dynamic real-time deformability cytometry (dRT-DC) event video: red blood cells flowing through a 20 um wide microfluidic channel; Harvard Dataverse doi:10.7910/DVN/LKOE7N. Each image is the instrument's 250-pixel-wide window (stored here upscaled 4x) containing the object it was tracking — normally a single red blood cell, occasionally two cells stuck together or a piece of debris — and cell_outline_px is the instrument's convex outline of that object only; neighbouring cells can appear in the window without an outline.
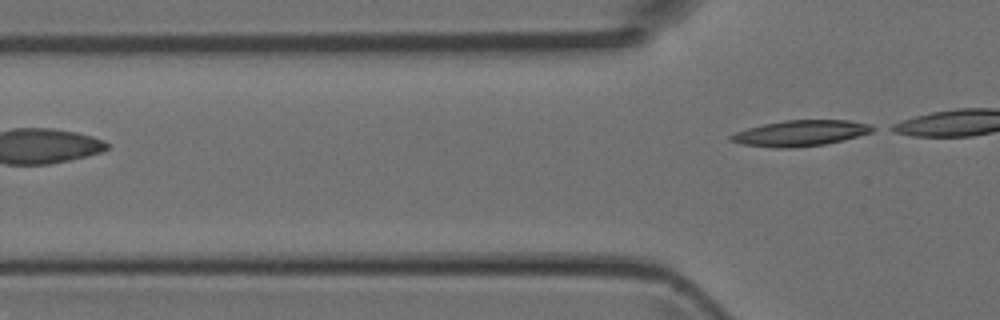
{"species": "Egyptian fruit bat (a non-hibernating species)", "species_latin": "Rousettus aegyptiacus", "temperature_condition": "room temperature", "stored_images_in_passage": 4, "camera_frame_rate_fps": 3000, "um_per_image_px": 0.085, "animal": {"sex": "female"}, "frame": {"image": 1, "passage_image": 4, "time_ms": 1.0, "image_size_px": [1000, 320], "cell_outline_px": [[880, 128], [872, 132], [844, 140], [824, 144], [792, 148], [776, 148], [740, 144], [728, 140], [728, 136], [736, 132], [748, 128], [764, 124], [784, 120], [848, 120], [872, 124]], "centroid_in_image_um": [68.07, 11.32], "position_along_channel_um": 57.7, "area_um2": 21.56}}